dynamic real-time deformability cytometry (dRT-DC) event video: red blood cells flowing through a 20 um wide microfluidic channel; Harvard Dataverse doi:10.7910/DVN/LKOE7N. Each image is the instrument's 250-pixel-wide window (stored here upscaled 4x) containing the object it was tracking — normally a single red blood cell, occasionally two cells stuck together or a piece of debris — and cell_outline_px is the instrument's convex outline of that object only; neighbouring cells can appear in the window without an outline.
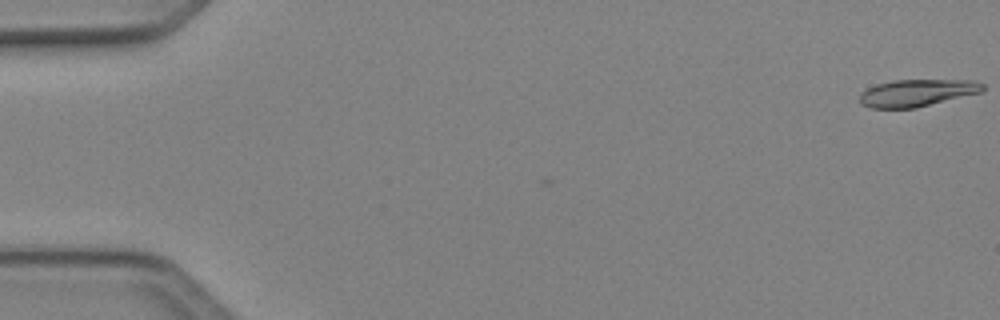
{"species": "Egyptian fruit bat (a non-hibernating species)", "species_latin": "Rousettus aegyptiacus", "temperature_condition": "cold", "stored_images_in_passage": 50, "camera_frame_rate_fps": 3000, "um_per_image_px": 0.085, "animal": {"sex": "female"}, "frame": {"image": 1, "passage_image": 1, "time_ms": 0.0, "image_size_px": [1000, 320], "cell_outline_px": [[984, 88], [980, 92], [916, 108], [872, 108], [860, 104], [860, 92], [876, 84], [896, 80], [972, 80], [984, 84]], "centroid_in_image_um": [77.91, 7.89], "position_along_channel_um": 7.1, "area_um2": 19.31}}
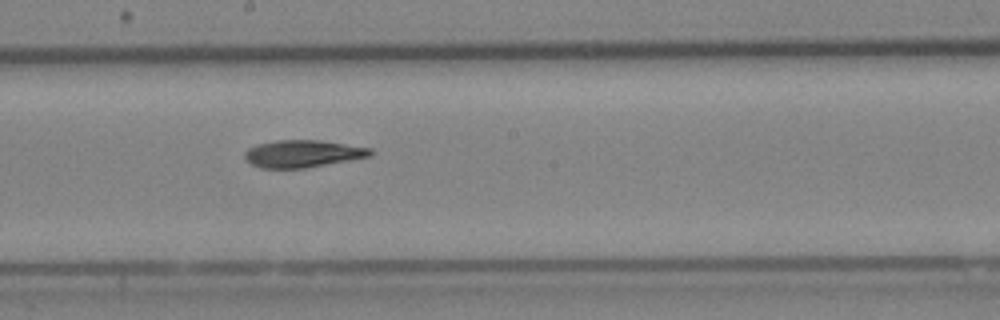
{"frame": {"image": 2, "passage_image": 28, "time_ms": 9.0, "image_size_px": [1000, 320], "cell_outline_px": [[372, 152], [368, 156], [348, 160], [304, 168], [260, 168], [252, 164], [244, 156], [244, 152], [248, 148], [256, 144], [276, 140], [320, 140], [372, 148]], "centroid_in_image_um": [25.68, 13.05], "position_along_channel_um": 222.5, "area_um2": 19.77}}
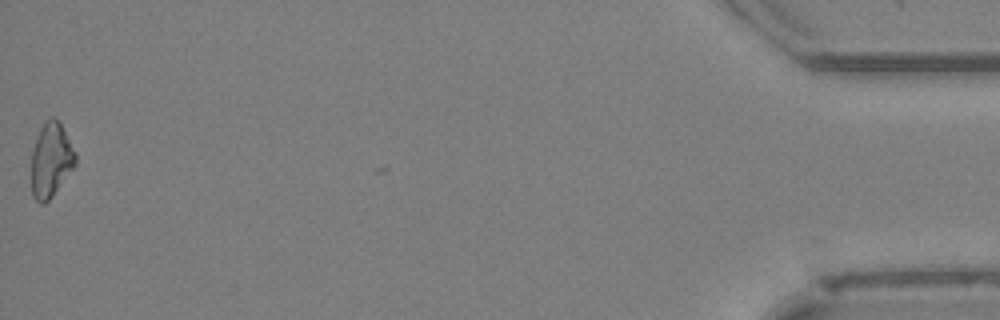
{"frame": {"image": 3, "passage_image": 50, "time_ms": 16.333, "image_size_px": [1000, 320], "cell_outline_px": [[76, 164], [52, 196], [44, 204], [40, 204], [32, 196], [32, 152], [36, 136], [44, 120], [52, 116], [56, 116], [76, 152]], "centroid_in_image_um": [4.33, 13.57], "position_along_channel_um": 430.9, "area_um2": 19.13}}